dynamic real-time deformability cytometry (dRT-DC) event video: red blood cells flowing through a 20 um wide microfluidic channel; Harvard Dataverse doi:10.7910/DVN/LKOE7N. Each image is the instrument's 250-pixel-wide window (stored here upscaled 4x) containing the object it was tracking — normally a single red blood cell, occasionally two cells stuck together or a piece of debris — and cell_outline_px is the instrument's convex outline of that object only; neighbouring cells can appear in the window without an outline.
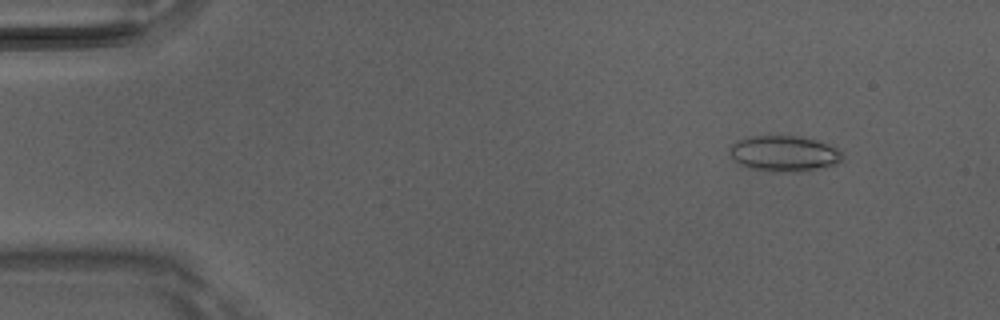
{"species": "Egyptian fruit bat (a non-hibernating species)", "species_latin": "Rousettus aegyptiacus", "temperature_condition": "room temperature", "stored_images_in_passage": 5, "camera_frame_rate_fps": 3000, "um_per_image_px": 0.085, "animal": {"sex": "male"}, "frame": {"image": 1, "passage_image": 1, "time_ms": 0.0, "image_size_px": [1000, 320], "cell_outline_px": [[844, 160], [836, 164], [800, 172], [776, 172], [748, 168], [732, 160], [728, 152], [728, 148], [736, 140], [748, 136], [796, 136], [816, 140], [836, 148], [844, 156]], "centroid_in_image_um": [66.59, 13.06], "position_along_channel_um": 18.4, "area_um2": 23.76}}